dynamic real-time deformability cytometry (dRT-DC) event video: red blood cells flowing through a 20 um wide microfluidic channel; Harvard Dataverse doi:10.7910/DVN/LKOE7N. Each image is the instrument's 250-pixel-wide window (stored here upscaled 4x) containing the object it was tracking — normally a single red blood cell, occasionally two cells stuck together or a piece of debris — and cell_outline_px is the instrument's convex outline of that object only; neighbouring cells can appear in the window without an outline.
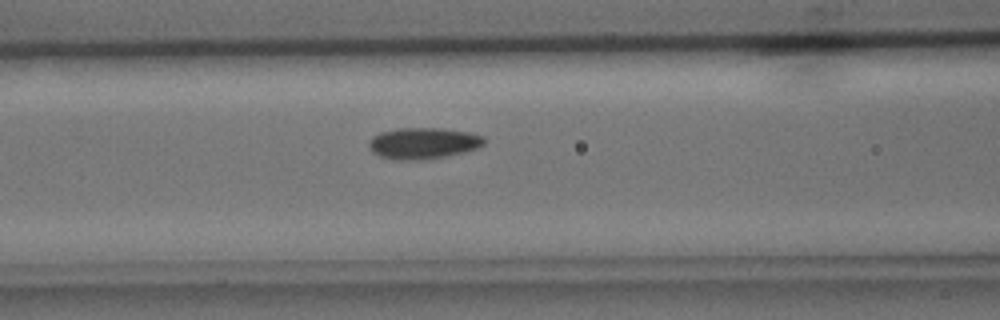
{"species": "common noctule bat (a hibernating species)", "species_latin": "Nyctalus noctula", "temperature_condition": "cold", "stored_images_in_passage": 5, "camera_frame_rate_fps": 3000, "um_per_image_px": 0.085, "animal": {"sex": "male", "body_mass_g": 15.6}, "frame": {"image": 1, "passage_image": 5, "time_ms": 5.333, "image_size_px": [1000, 320], "cell_outline_px": [[484, 144], [476, 148], [464, 152], [444, 156], [420, 160], [396, 160], [380, 156], [372, 152], [368, 144], [368, 140], [372, 136], [380, 132], [396, 128], [440, 128], [468, 132], [484, 136]], "centroid_in_image_um": [35.93, 12.17], "position_along_channel_um": 130.7, "area_um2": 21.04}}